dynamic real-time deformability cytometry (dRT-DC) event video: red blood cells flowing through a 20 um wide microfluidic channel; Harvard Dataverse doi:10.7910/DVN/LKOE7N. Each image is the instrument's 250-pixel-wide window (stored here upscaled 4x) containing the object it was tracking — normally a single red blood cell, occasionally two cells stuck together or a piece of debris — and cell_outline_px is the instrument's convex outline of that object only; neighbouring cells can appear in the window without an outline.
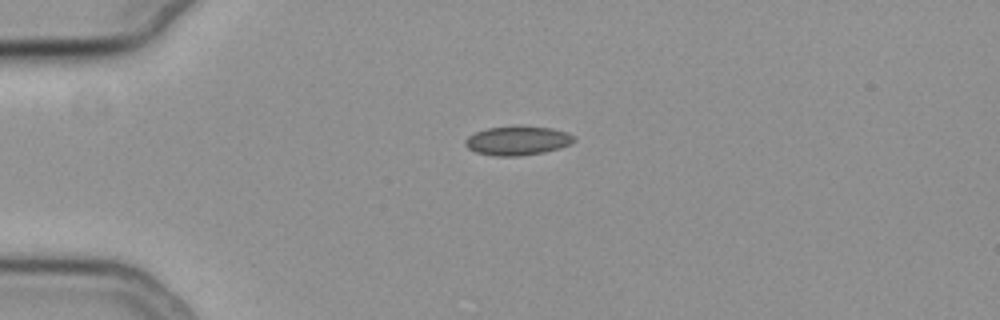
{"species": "common noctule bat (a hibernating species)", "species_latin": "Nyctalus noctula", "temperature_condition": "cold", "stored_images_in_passage": 43, "camera_frame_rate_fps": 3000, "um_per_image_px": 0.085, "animal": {"sex": "female", "body_mass_g": 19.3, "forearm_length_mm": 54.1}, "frame": {"image": 1, "passage_image": 1, "time_ms": 0.0, "image_size_px": [1000, 320], "cell_outline_px": [[576, 140], [560, 148], [544, 152], [520, 156], [496, 156], [476, 152], [468, 148], [464, 144], [464, 140], [468, 136], [476, 132], [488, 128], [552, 128], [568, 132]], "centroid_in_image_um": [43.97, 11.99], "position_along_channel_um": 41.0, "area_um2": 17.8}}
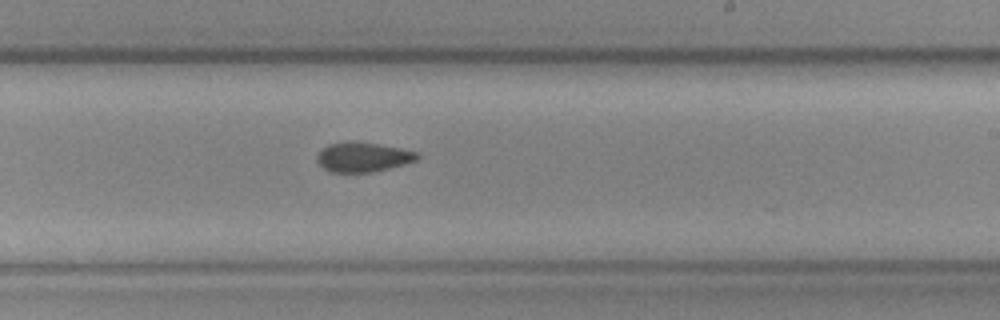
{"frame": {"image": 2, "passage_image": 21, "time_ms": 6.667, "image_size_px": [1000, 320], "cell_outline_px": [[420, 156], [416, 160], [404, 164], [372, 172], [328, 172], [316, 160], [316, 156], [328, 144], [348, 140], [352, 140], [400, 148], [416, 152]], "centroid_in_image_um": [30.81, 13.34], "position_along_channel_um": 258.2, "area_um2": 17.22}}
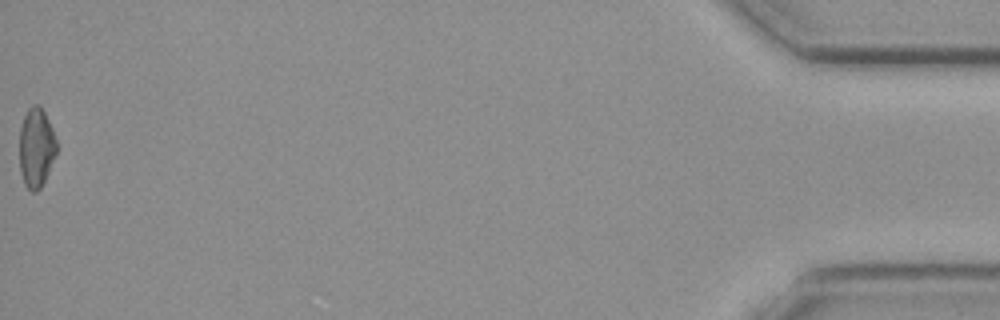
{"frame": {"image": 3, "passage_image": 43, "time_ms": 14.0, "image_size_px": [1000, 320], "cell_outline_px": [[56, 152], [48, 172], [40, 188], [36, 192], [32, 192], [24, 184], [20, 172], [20, 128], [24, 116], [28, 108], [32, 104], [40, 104], [52, 128], [56, 140]], "centroid_in_image_um": [3.06, 12.53], "position_along_channel_um": 432.1, "area_um2": 17.05}, "authors_computed_cell_mechanics": {"area_um2": 17.34, "velocity_mm_per_s": 3.7521, "shape_relaxation_time_tau1_ms": null, "shape_relaxation_time_tau2_ms": 4.512, "deformation_change_tau1": null, "deformation_change_tau2": 0.088}}